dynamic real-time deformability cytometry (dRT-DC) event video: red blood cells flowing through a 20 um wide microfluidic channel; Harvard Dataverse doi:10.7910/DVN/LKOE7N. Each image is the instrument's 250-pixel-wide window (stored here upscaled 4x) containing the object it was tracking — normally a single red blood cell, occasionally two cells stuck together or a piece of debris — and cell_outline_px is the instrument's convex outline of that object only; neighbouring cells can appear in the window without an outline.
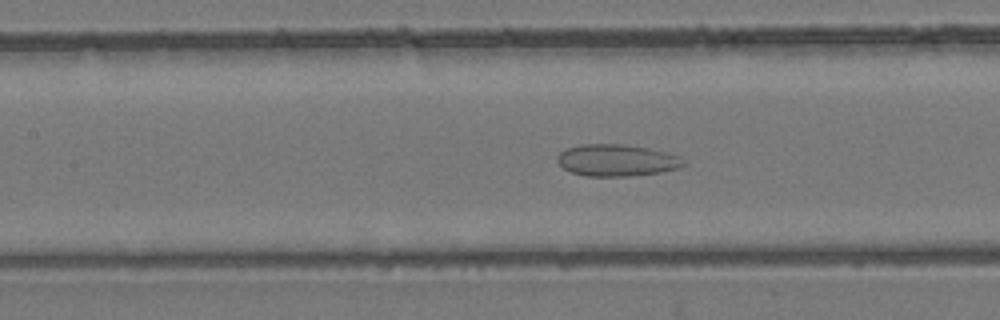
{"species": "common noctule bat (a hibernating species)", "species_latin": "Nyctalus noctula", "temperature_condition": "room temperature", "stored_images_in_passage": 55, "camera_frame_rate_fps": 3000, "um_per_image_px": 0.085, "animal": {"sex": "female", "body_mass_g": 24.6, "forearm_length_mm": 56.2}, "frame": {"image": 1, "passage_image": 25, "time_ms": 8.0, "image_size_px": [1000, 320], "cell_outline_px": [[688, 164], [680, 168], [660, 172], [628, 176], [588, 176], [572, 172], [564, 168], [556, 160], [556, 156], [560, 152], [568, 148], [580, 144], [624, 144], [648, 148], [680, 156]], "centroid_in_image_um": [52.44, 13.62], "position_along_channel_um": 155.0, "area_um2": 23.41}}
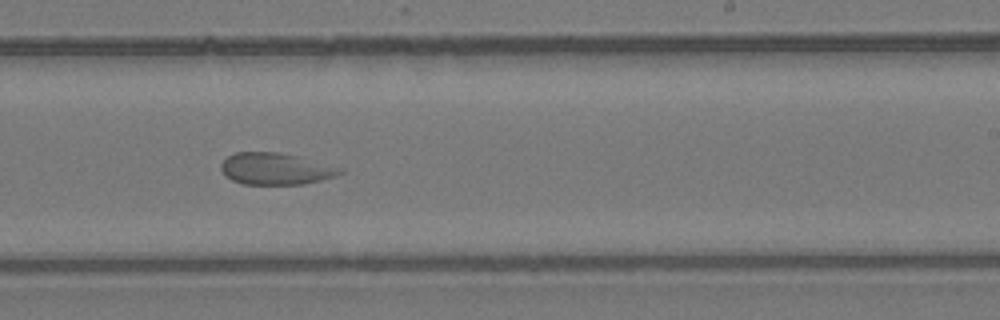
{"frame": {"image": 2, "passage_image": 34, "time_ms": 11.0, "image_size_px": [1000, 320], "cell_outline_px": [[344, 172], [336, 176], [304, 184], [244, 184], [232, 180], [224, 176], [220, 168], [220, 164], [228, 156], [236, 152], [280, 152], [344, 168]], "centroid_in_image_um": [23.42, 14.35], "position_along_channel_um": 265.6, "area_um2": 22.02}}
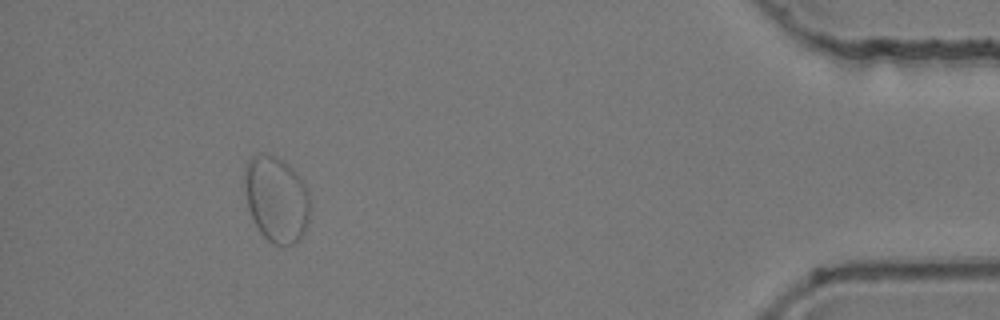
{"frame": {"image": 3, "passage_image": 51, "time_ms": 16.667, "image_size_px": [1000, 320], "cell_outline_px": [[308, 220], [304, 232], [292, 244], [272, 244], [260, 232], [248, 208], [244, 172], [244, 168], [248, 160], [252, 156], [260, 152], [284, 160], [296, 172], [304, 184], [308, 192]], "centroid_in_image_um": [23.47, 16.89], "position_along_channel_um": 411.7, "area_um2": 32.25}, "authors_computed_cell_mechanics": {"area_um2": 29.0734, "velocity_mm_per_s": 3.709, "shape_relaxation_time_tau1_ms": null, "shape_relaxation_time_tau2_ms": 1.486, "deformation_change_tau1": null, "deformation_change_tau2": 0.0565}}